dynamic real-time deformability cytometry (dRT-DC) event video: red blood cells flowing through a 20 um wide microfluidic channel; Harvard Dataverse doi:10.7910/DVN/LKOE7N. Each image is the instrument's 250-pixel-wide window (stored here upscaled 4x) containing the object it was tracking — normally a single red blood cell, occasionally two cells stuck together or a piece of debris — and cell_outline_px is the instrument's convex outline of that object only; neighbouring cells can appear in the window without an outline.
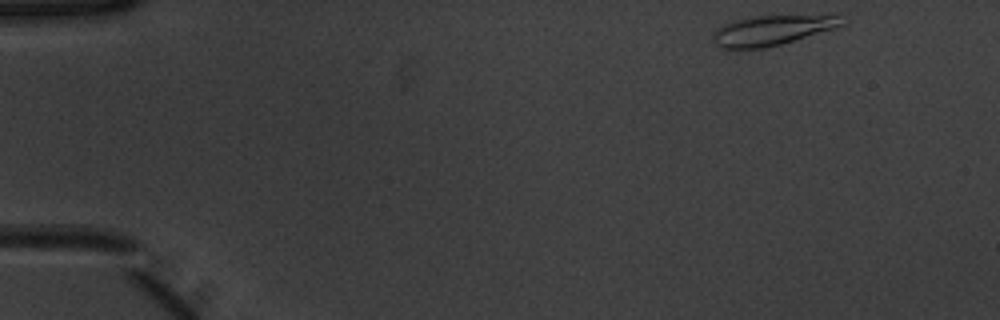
{"species": "common noctule bat (a hibernating species)", "species_latin": "Nyctalus noctula", "temperature_condition": "warm", "stored_images_in_passage": 47, "camera_frame_rate_fps": 3000, "um_per_image_px": 0.085, "animal": {"sex": "male", "body_mass_g": 20.1, "forearm_length_mm": 53.5}, "frame": {"image": 1, "passage_image": 1, "time_ms": 0.0, "image_size_px": [1000, 320], "cell_outline_px": [[848, 24], [836, 28], [780, 44], [748, 52], [720, 48], [712, 40], [712, 36], [716, 28], [732, 20], [756, 16], [836, 16], [848, 20]], "centroid_in_image_um": [65.54, 2.62], "position_along_channel_um": 19.5, "area_um2": 22.95}}
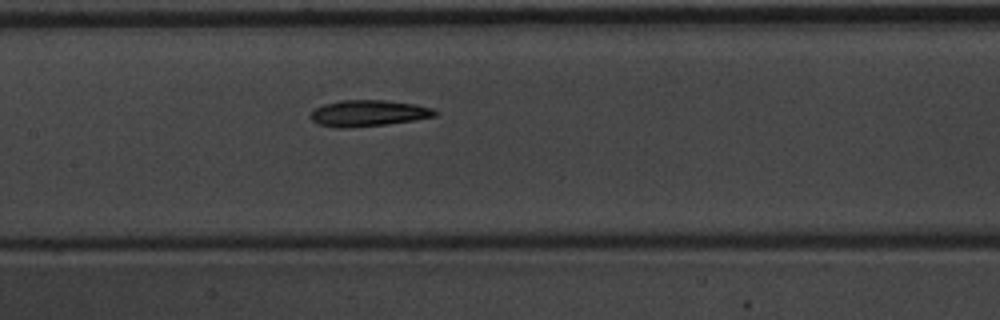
{"frame": {"image": 2, "passage_image": 21, "time_ms": 6.667, "image_size_px": [1000, 320], "cell_outline_px": [[440, 112], [436, 116], [412, 120], [384, 124], [344, 128], [336, 128], [316, 124], [308, 116], [316, 108], [324, 104], [340, 100], [384, 100], [416, 104], [432, 108]], "centroid_in_image_um": [31.29, 9.62], "position_along_channel_um": 176.1, "area_um2": 19.02}}
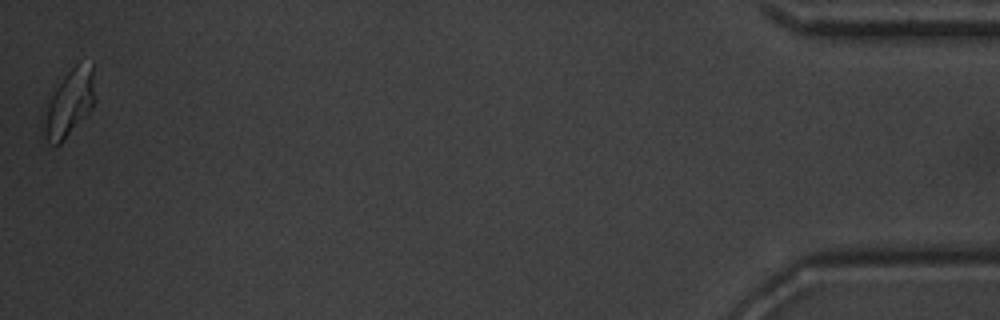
{"frame": {"image": 3, "passage_image": 47, "time_ms": 15.333, "image_size_px": [1000, 320], "cell_outline_px": [[92, 108], [60, 144], [48, 144], [44, 136], [44, 128], [48, 104], [56, 88], [64, 76], [76, 64], [92, 64]], "centroid_in_image_um": [5.87, 8.81], "position_along_channel_um": 429.3, "area_um2": 18.55}, "authors_computed_cell_mechanics": {"area_um2": 19.0162, "velocity_mm_per_s": 3.9359, "shape_relaxation_time_tau1_ms": 4.4729, "shape_relaxation_time_tau2_ms": 3.6994, "deformation_change_tau1": 0.1299, "deformation_change_tau2": 0.0965}}